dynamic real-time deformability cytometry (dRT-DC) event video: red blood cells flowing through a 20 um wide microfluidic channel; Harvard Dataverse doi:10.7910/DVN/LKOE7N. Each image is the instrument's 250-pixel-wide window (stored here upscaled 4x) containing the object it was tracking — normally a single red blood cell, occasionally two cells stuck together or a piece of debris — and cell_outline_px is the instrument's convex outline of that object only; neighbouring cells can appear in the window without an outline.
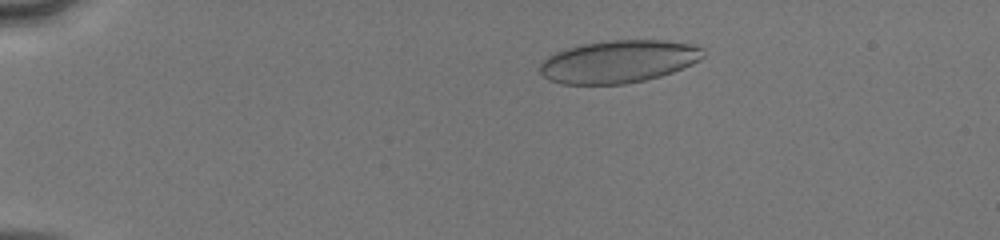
{"species": "human", "species_latin": "Homo sapiens", "temperature_condition": "cold", "stored_images_in_passage": 37, "camera_frame_rate_fps": 3000, "um_per_image_px": 0.085, "donor": {"sex": "male"}, "frame": {"image": 1, "passage_image": 9, "time_ms": 2.667, "image_size_px": [1000, 240], "cell_outline_px": [[704, 56], [700, 60], [692, 64], [672, 72], [660, 76], [644, 80], [624, 84], [560, 84], [548, 80], [540, 72], [540, 64], [548, 56], [556, 52], [580, 44], [608, 40], [664, 40], [688, 44], [704, 48]], "centroid_in_image_um": [52.57, 5.23], "position_along_channel_um": 32.4, "area_um2": 40.52}}
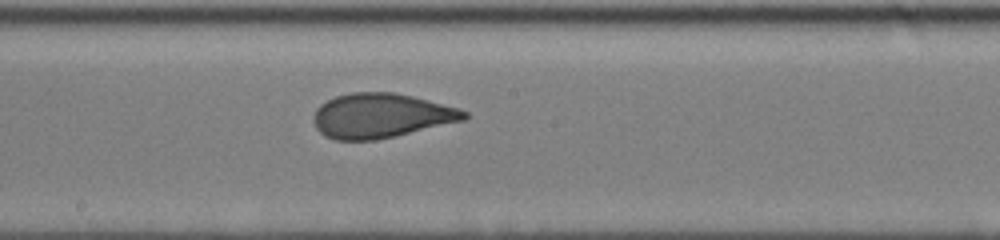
{"frame": {"image": 2, "passage_image": 28, "time_ms": 9.0, "image_size_px": [1000, 240], "cell_outline_px": [[468, 116], [464, 120], [396, 136], [376, 140], [336, 140], [324, 136], [316, 128], [312, 120], [312, 116], [316, 108], [320, 104], [336, 96], [352, 92], [392, 92], [412, 96], [456, 108], [468, 112]], "centroid_in_image_um": [32.33, 9.84], "position_along_channel_um": 215.9, "area_um2": 39.02}}
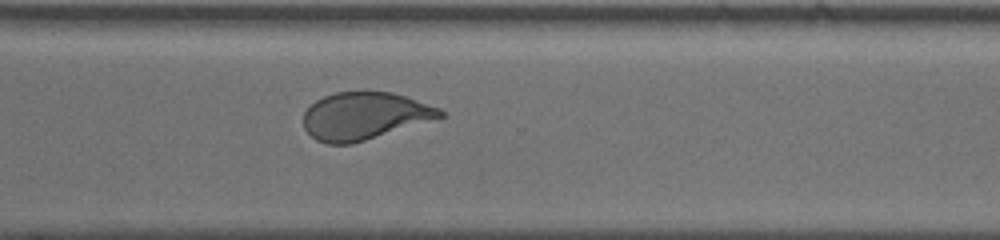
{"frame": {"image": 3, "passage_image": 37, "time_ms": 12.0, "image_size_px": [1000, 240], "cell_outline_px": [[444, 116], [352, 144], [328, 144], [316, 140], [304, 128], [304, 112], [316, 100], [324, 96], [336, 92], [392, 92], [440, 108], [444, 112]], "centroid_in_image_um": [30.95, 9.86], "position_along_channel_um": 339.7, "area_um2": 37.22}}